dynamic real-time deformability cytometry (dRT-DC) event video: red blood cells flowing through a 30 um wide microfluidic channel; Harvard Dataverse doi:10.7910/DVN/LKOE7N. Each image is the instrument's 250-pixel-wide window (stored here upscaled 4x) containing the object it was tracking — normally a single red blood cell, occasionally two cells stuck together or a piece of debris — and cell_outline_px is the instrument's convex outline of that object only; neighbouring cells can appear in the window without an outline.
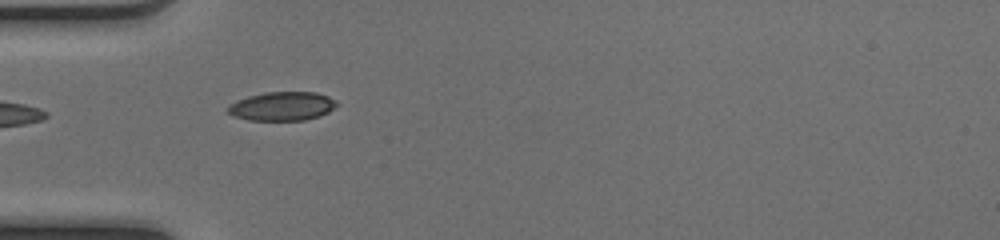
{"species": "common noctule bat (a hibernating species)", "species_latin": "Nyctalus noctula", "temperature_condition": "cold", "stored_images_in_passage": 4, "camera_frame_rate_fps": 3000, "um_per_image_px": 0.085, "animal": {"sex": "female", "body_mass_g": 17.0, "forearm_length_mm": 48.0}, "frame": {"image": 1, "passage_image": 1, "time_ms": 0.0, "image_size_px": [1000, 240], "cell_outline_px": [[340, 104], [328, 112], [320, 116], [304, 120], [248, 120], [236, 116], [228, 112], [224, 108], [228, 104], [236, 100], [248, 96], [264, 92], [316, 92], [328, 96], [336, 100]], "centroid_in_image_um": [23.98, 9.02], "position_along_channel_um": 61.0, "area_um2": 18.5}}